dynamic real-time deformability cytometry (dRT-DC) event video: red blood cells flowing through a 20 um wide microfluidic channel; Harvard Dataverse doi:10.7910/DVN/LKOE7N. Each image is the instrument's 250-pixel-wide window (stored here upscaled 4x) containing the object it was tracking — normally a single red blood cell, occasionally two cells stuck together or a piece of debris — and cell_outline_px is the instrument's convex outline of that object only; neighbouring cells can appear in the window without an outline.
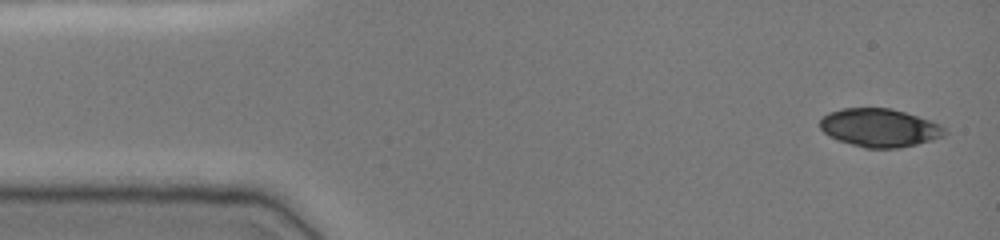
{"species": "common noctule bat (a hibernating species)", "species_latin": "Nyctalus noctula", "temperature_condition": "cold", "stored_images_in_passage": 7, "camera_frame_rate_fps": 3000, "um_per_image_px": 0.085, "animal": {"sex": "female", "body_mass_g": 19.0, "forearm_length_mm": 51.5}, "frame": {"image": 1, "passage_image": 1, "time_ms": 0.0, "image_size_px": [1000, 240], "cell_outline_px": [[948, 132], [944, 136], [932, 140], [916, 144], [896, 148], [864, 148], [828, 136], [820, 128], [820, 120], [828, 112], [844, 108], [888, 108], [904, 112], [928, 120], [944, 128]], "centroid_in_image_um": [74.73, 10.86], "position_along_channel_um": 10.3, "area_um2": 27.46}}
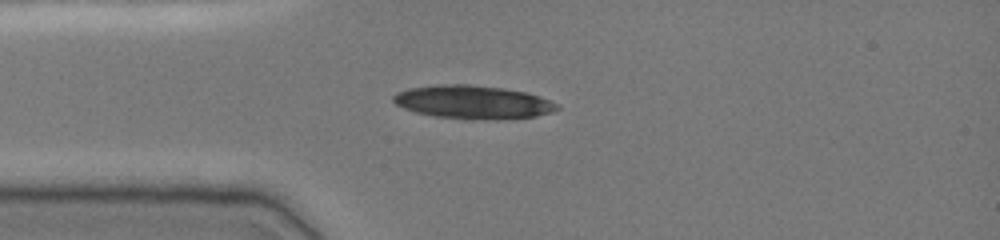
{"frame": {"image": 2, "passage_image": 5, "time_ms": 1.333, "image_size_px": [1000, 240], "cell_outline_px": [[560, 108], [552, 112], [536, 116], [436, 116], [416, 112], [404, 108], [396, 104], [392, 100], [392, 96], [396, 92], [408, 88], [440, 84], [468, 84], [504, 88], [524, 92], [560, 104]], "centroid_in_image_um": [40.12, 8.61], "position_along_channel_um": 44.9, "area_um2": 30.17}}
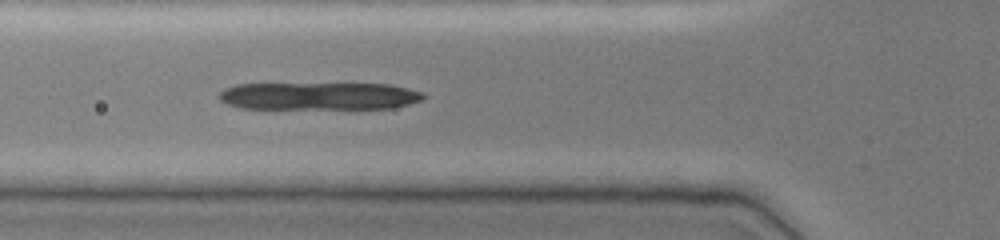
{"frame": {"image": 3, "passage_image": 7, "time_ms": 2.0, "image_size_px": [1000, 240], "cell_outline_px": [[428, 96], [420, 100], [408, 104], [392, 108], [240, 108], [228, 104], [220, 100], [216, 96], [224, 88], [236, 84], [388, 84], [408, 88], [424, 92]], "centroid_in_image_um": [27.11, 8.16], "position_along_channel_um": 98.7, "area_um2": 32.71}}